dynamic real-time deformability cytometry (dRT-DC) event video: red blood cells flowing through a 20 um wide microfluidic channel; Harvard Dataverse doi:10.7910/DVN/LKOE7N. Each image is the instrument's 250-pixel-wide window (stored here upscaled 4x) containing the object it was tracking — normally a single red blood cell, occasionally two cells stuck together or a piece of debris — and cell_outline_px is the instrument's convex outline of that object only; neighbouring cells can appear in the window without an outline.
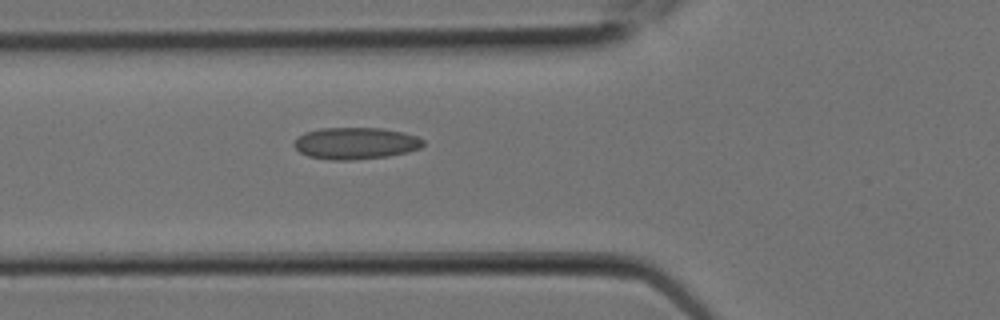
{"species": "Egyptian fruit bat (a non-hibernating species)", "species_latin": "Rousettus aegyptiacus", "temperature_condition": "room temperature", "stored_images_in_passage": 8, "camera_frame_rate_fps": 3000, "um_per_image_px": 0.085, "animal": {"sex": "female"}, "frame": {"image": 1, "passage_image": 8, "time_ms": 2.333, "image_size_px": [1000, 320], "cell_outline_px": [[424, 144], [420, 148], [408, 152], [388, 156], [352, 160], [332, 160], [308, 156], [300, 152], [292, 144], [304, 132], [320, 128], [384, 128], [416, 136], [424, 140]], "centroid_in_image_um": [30.22, 12.18], "position_along_channel_um": 95.6, "area_um2": 23.87}}